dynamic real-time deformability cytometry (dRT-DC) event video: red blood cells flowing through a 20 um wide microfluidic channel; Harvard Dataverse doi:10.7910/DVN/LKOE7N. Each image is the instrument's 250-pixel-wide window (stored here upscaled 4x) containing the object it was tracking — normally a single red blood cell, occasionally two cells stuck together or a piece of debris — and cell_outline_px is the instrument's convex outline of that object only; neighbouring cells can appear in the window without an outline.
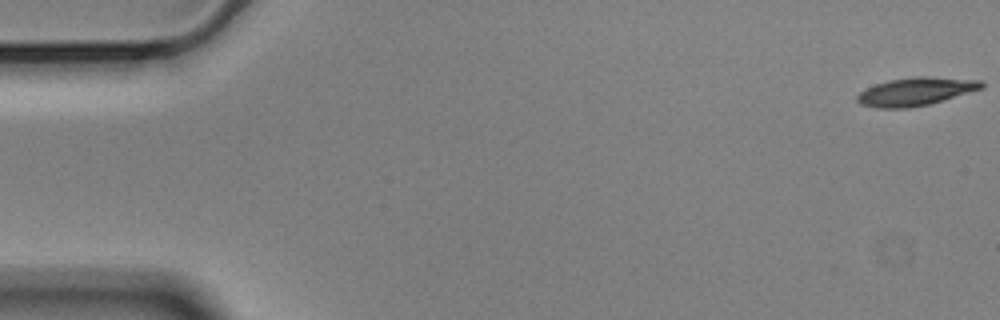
{"species": "Egyptian fruit bat (a non-hibernating species)", "species_latin": "Rousettus aegyptiacus", "temperature_condition": "cold", "stored_images_in_passage": 57, "camera_frame_rate_fps": 3000, "um_per_image_px": 0.085, "animal": {"sex": "male"}, "frame": {"image": 1, "passage_image": 1, "time_ms": 0.0, "image_size_px": [1000, 320], "cell_outline_px": [[984, 88], [928, 104], [908, 108], [876, 108], [860, 104], [856, 100], [856, 96], [860, 92], [876, 84], [888, 80], [912, 76], [928, 76], [984, 80]], "centroid_in_image_um": [77.85, 7.76], "position_along_channel_um": 7.2, "area_um2": 20.46}}
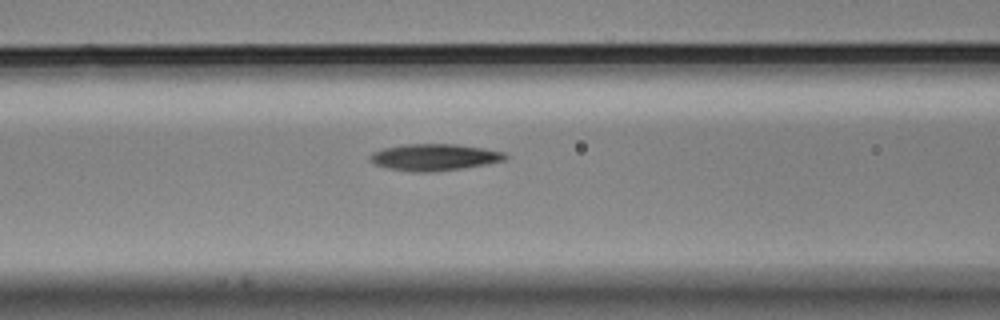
{"frame": {"image": 2, "passage_image": 23, "time_ms": 7.333, "image_size_px": [1000, 320], "cell_outline_px": [[508, 156], [504, 160], [464, 168], [432, 172], [412, 172], [388, 168], [376, 164], [368, 160], [368, 156], [372, 152], [384, 148], [404, 144], [456, 144], [484, 148], [504, 152]], "centroid_in_image_um": [36.88, 13.36], "position_along_channel_um": 129.7, "area_um2": 21.04}}
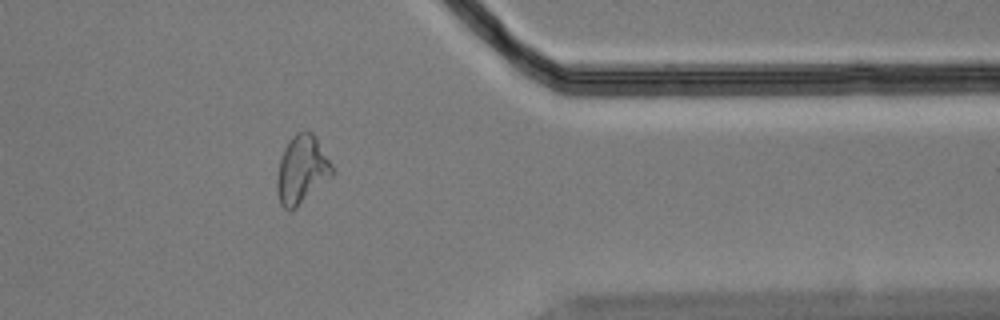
{"frame": {"image": 3, "passage_image": 46, "time_ms": 15.0, "image_size_px": [1000, 320], "cell_outline_px": [[336, 172], [332, 176], [292, 212], [288, 212], [280, 204], [276, 188], [276, 176], [280, 160], [284, 148], [292, 136], [296, 132], [312, 132], [316, 136], [332, 164]], "centroid_in_image_um": [25.65, 14.46], "position_along_channel_um": 385.7, "area_um2": 22.2}, "authors_computed_cell_mechanics": {"area_um2": 20.519, "velocity_mm_per_s": 3.5375, "shape_relaxation_time_tau1_ms": 6.74, "shape_relaxation_time_tau2_ms": 7.0978, "deformation_change_tau1": 0.1965, "deformation_change_tau2": 0.1508}}